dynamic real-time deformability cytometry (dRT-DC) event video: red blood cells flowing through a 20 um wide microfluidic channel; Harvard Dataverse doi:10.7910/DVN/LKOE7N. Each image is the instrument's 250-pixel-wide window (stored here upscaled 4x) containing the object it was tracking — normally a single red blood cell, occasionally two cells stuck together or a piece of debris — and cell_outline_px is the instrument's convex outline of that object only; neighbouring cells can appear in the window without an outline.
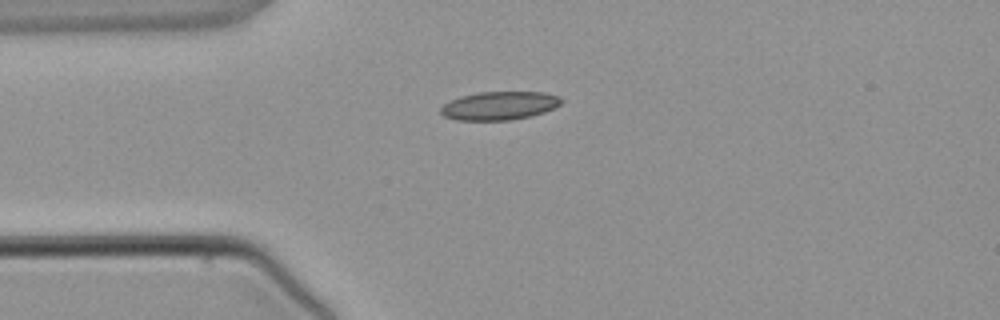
{"species": "common noctule bat (a hibernating species)", "species_latin": "Nyctalus noctula", "temperature_condition": "warm", "stored_images_in_passage": 5, "camera_frame_rate_fps": 3000, "um_per_image_px": 0.085, "animal": {"sex": "male", "body_mass_g": 21.5, "forearm_length_mm": 52.0}, "frame": {"image": 1, "passage_image": 5, "time_ms": 4.667, "image_size_px": [1000, 320], "cell_outline_px": [[564, 100], [556, 108], [532, 116], [512, 120], [456, 120], [444, 116], [440, 112], [440, 108], [444, 104], [460, 96], [480, 92], [544, 92], [560, 96]], "centroid_in_image_um": [42.49, 8.98], "position_along_channel_um": 42.5, "area_um2": 20.11}}